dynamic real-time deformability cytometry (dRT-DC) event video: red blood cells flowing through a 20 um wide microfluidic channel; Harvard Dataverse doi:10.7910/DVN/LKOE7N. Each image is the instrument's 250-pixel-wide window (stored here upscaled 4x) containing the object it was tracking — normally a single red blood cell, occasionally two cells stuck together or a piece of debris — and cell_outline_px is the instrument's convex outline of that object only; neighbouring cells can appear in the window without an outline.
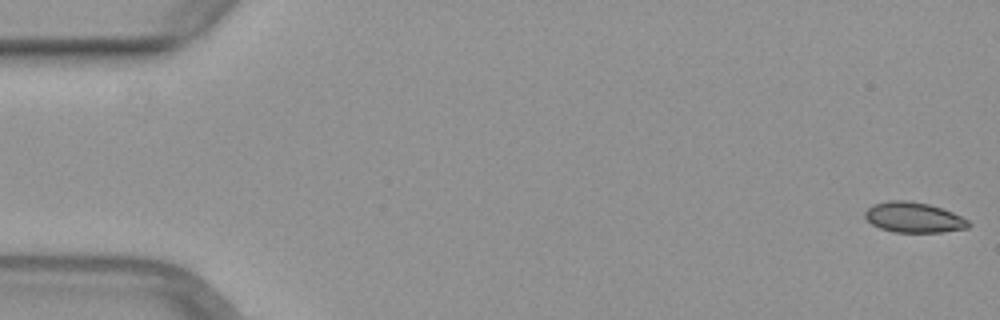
{"species": "common noctule bat (a hibernating species)", "species_latin": "Nyctalus noctula", "temperature_condition": "warm", "stored_images_in_passage": 51, "camera_frame_rate_fps": 3000, "um_per_image_px": 0.085, "animal": {"sex": "female", "body_mass_g": 29.2, "forearm_length_mm": 56.3}, "frame": {"image": 1, "passage_image": 1, "time_ms": 0.0, "image_size_px": [1000, 320], "cell_outline_px": [[972, 224], [968, 228], [944, 232], [892, 232], [880, 228], [872, 224], [864, 216], [864, 212], [872, 204], [888, 200], [904, 200], [928, 204], [952, 212], [968, 220]], "centroid_in_image_um": [77.65, 18.48], "position_along_channel_um": 7.3, "area_um2": 18.32}}
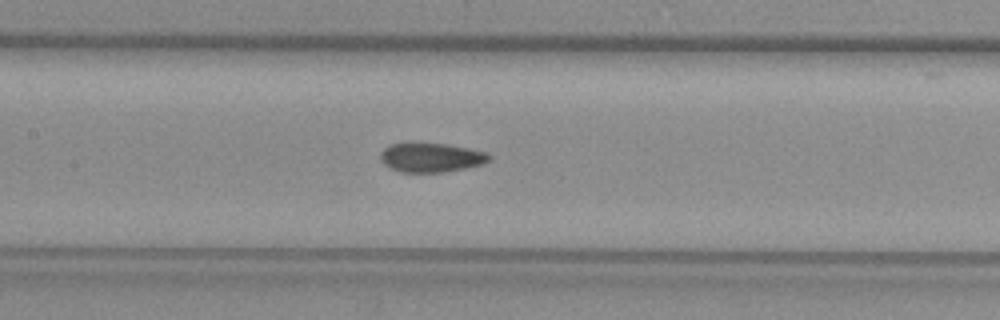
{"frame": {"image": 2, "passage_image": 24, "time_ms": 7.667, "image_size_px": [1000, 320], "cell_outline_px": [[492, 160], [484, 164], [444, 172], [400, 172], [384, 164], [380, 160], [380, 152], [388, 144], [448, 144], [488, 152], [492, 156]], "centroid_in_image_um": [36.69, 13.39], "position_along_channel_um": 170.7, "area_um2": 18.5}}
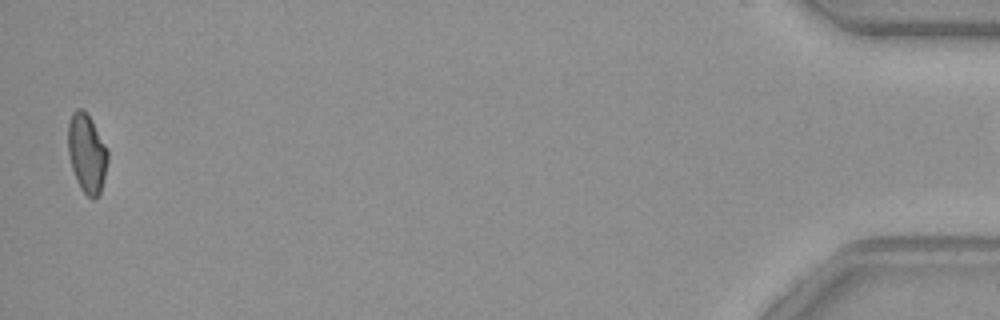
{"frame": {"image": 3, "passage_image": 50, "time_ms": 16.333, "image_size_px": [1000, 320], "cell_outline_px": [[108, 160], [100, 192], [96, 200], [92, 200], [80, 188], [76, 180], [72, 168], [68, 152], [68, 124], [72, 112], [76, 108], [84, 108], [92, 120], [108, 148]], "centroid_in_image_um": [7.38, 13.0], "position_along_channel_um": 427.8, "area_um2": 18.5}}